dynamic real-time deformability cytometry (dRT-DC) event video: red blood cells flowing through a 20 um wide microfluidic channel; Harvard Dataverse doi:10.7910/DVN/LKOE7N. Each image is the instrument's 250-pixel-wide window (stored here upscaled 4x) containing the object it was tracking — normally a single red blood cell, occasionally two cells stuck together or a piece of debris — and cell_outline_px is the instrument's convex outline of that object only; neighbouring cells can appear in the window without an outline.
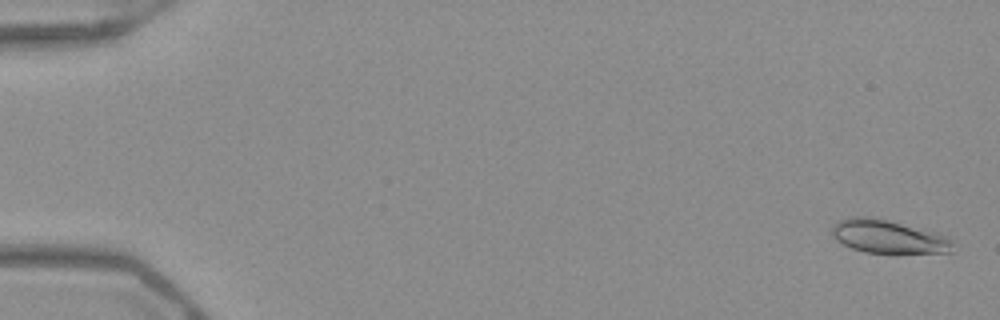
{"species": "Egyptian fruit bat (a non-hibernating species)", "species_latin": "Rousettus aegyptiacus", "temperature_condition": "warm", "stored_images_in_passage": 53, "camera_frame_rate_fps": 3000, "um_per_image_px": 0.085, "frame": {"image": 1, "passage_image": 2, "time_ms": 0.333, "image_size_px": [1000, 320], "cell_outline_px": [[956, 240], [952, 252], [864, 252], [852, 248], [844, 244], [832, 236], [832, 224], [836, 220], [852, 216], [872, 216], [940, 232]], "centroid_in_image_um": [75.55, 20.07], "position_along_channel_um": 9.5, "area_um2": 23.87}}
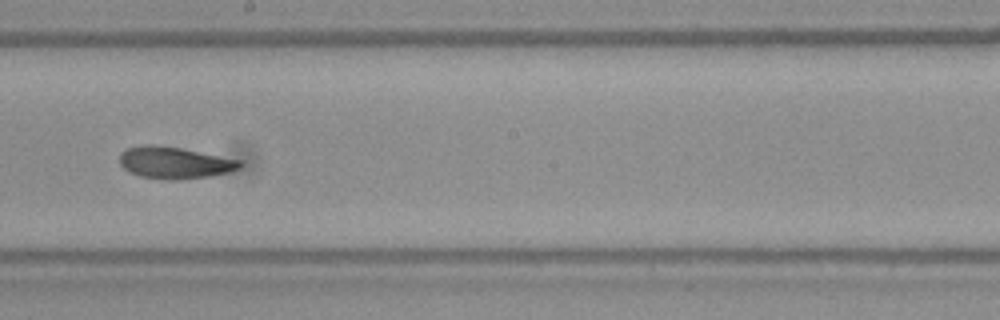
{"frame": {"image": 2, "passage_image": 31, "time_ms": 10.0, "image_size_px": [1000, 320], "cell_outline_px": [[244, 164], [240, 168], [232, 172], [212, 176], [180, 180], [168, 180], [140, 176], [128, 172], [120, 164], [120, 152], [124, 148], [144, 144], [156, 144], [180, 148], [244, 160]], "centroid_in_image_um": [14.87, 13.83], "position_along_channel_um": 233.3, "area_um2": 22.89}}
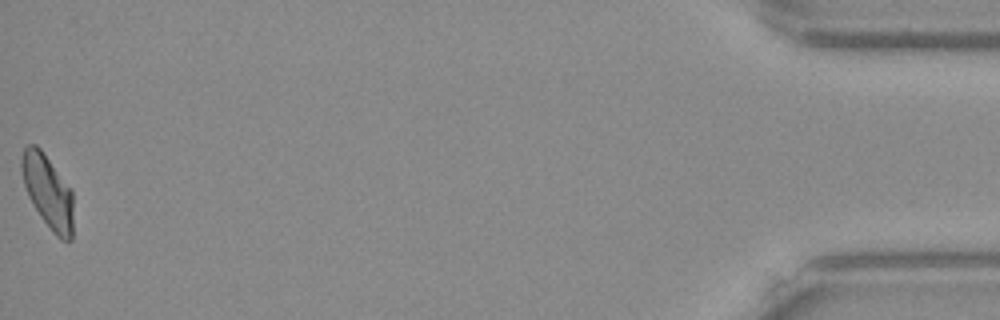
{"frame": {"image": 3, "passage_image": 53, "time_ms": 17.333, "image_size_px": [1000, 320], "cell_outline_px": [[72, 240], [68, 244], [60, 240], [52, 232], [40, 216], [28, 196], [20, 172], [20, 160], [24, 148], [28, 144], [36, 144], [40, 148], [72, 188]], "centroid_in_image_um": [4.06, 16.29], "position_along_channel_um": 431.1, "area_um2": 22.48}, "authors_computed_cell_mechanics": {"area_um2": 22.1952, "velocity_mm_per_s": 3.956, "shape_relaxation_time_tau1_ms": 8.576, "shape_relaxation_time_tau2_ms": 2.7373, "deformation_change_tau1": 0.2084, "deformation_change_tau2": 0.0825}}